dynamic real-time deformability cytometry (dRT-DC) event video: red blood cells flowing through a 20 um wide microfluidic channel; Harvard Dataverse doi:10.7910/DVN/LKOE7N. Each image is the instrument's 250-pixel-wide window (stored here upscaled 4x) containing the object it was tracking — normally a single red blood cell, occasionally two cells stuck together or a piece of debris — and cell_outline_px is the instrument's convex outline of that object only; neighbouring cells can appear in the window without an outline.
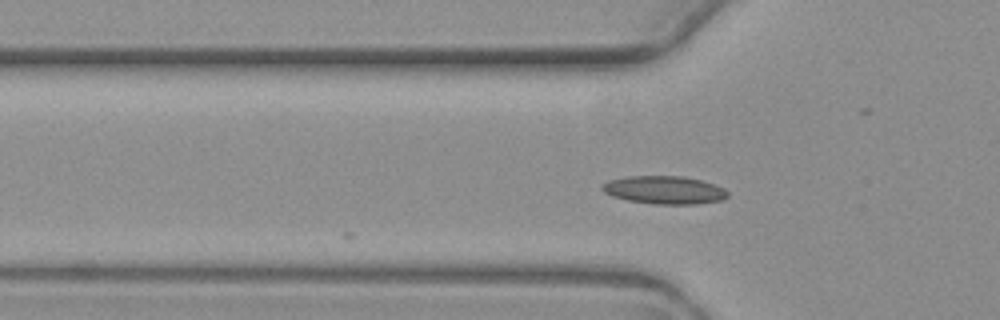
{"species": "common noctule bat (a hibernating species)", "species_latin": "Nyctalus noctula", "temperature_condition": "warm", "stored_images_in_passage": 3, "camera_frame_rate_fps": 3000, "um_per_image_px": 0.085, "animal": {"sex": "female", "body_mass_g": 19.3, "forearm_length_mm": 54.1}, "frame": {"image": 1, "passage_image": 2, "time_ms": 1.333, "image_size_px": [1000, 320], "cell_outline_px": [[728, 196], [724, 200], [696, 204], [656, 204], [628, 200], [612, 196], [604, 192], [600, 188], [600, 184], [608, 180], [628, 176], [684, 176], [700, 180], [724, 188], [728, 192]], "centroid_in_image_um": [56.45, 16.15], "position_along_channel_um": 69.4, "area_um2": 20.58}}
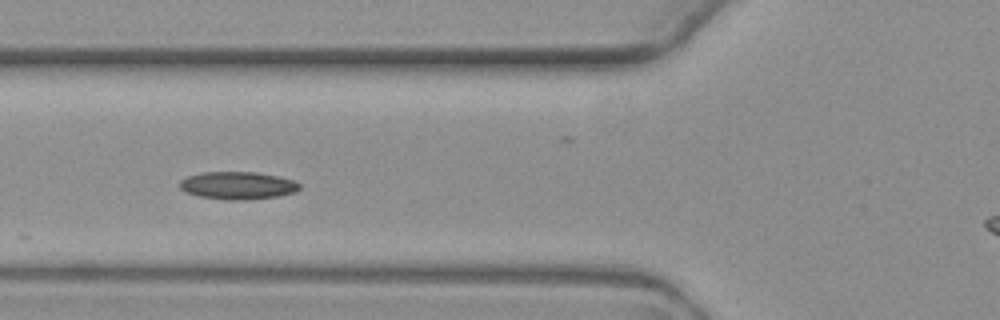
{"frame": {"image": 2, "passage_image": 3, "time_ms": 2.333, "image_size_px": [1000, 320], "cell_outline_px": [[300, 188], [296, 192], [276, 196], [244, 200], [224, 200], [200, 196], [184, 192], [180, 188], [180, 180], [188, 176], [204, 172], [256, 172], [276, 176], [292, 180], [300, 184]], "centroid_in_image_um": [20.18, 15.77], "position_along_channel_um": 105.6, "area_um2": 19.19}}